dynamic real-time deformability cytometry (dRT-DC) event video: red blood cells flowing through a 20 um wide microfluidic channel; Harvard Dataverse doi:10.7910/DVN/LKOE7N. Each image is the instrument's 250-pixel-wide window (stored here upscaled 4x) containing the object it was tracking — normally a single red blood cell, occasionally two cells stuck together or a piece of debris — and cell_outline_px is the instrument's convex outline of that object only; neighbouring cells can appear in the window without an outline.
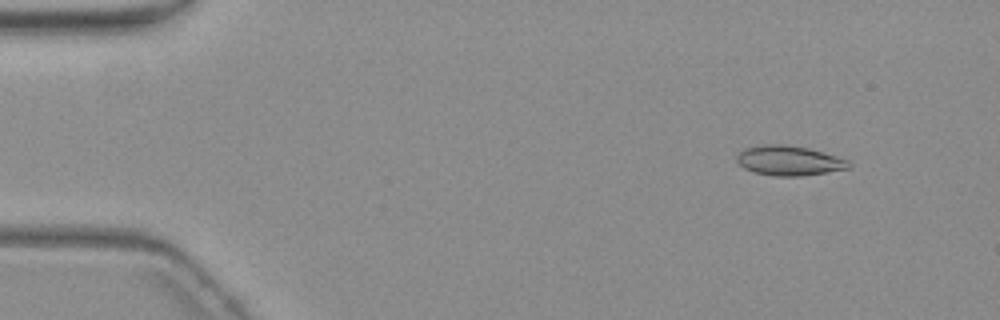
{"species": "common noctule bat (a hibernating species)", "species_latin": "Nyctalus noctula", "temperature_condition": "warm", "stored_images_in_passage": 2, "camera_frame_rate_fps": 3000, "um_per_image_px": 0.085, "animal": {"sex": "female", "body_mass_g": 19.3, "forearm_length_mm": 54.1}, "frame": {"image": 1, "passage_image": 2, "time_ms": 2.0, "image_size_px": [1000, 320], "cell_outline_px": [[852, 168], [800, 176], [772, 176], [756, 172], [744, 168], [736, 160], [736, 156], [744, 148], [764, 144], [788, 144], [808, 148], [824, 152], [848, 160], [852, 164]], "centroid_in_image_um": [67.09, 13.64], "position_along_channel_um": 17.9, "area_um2": 19.54}}